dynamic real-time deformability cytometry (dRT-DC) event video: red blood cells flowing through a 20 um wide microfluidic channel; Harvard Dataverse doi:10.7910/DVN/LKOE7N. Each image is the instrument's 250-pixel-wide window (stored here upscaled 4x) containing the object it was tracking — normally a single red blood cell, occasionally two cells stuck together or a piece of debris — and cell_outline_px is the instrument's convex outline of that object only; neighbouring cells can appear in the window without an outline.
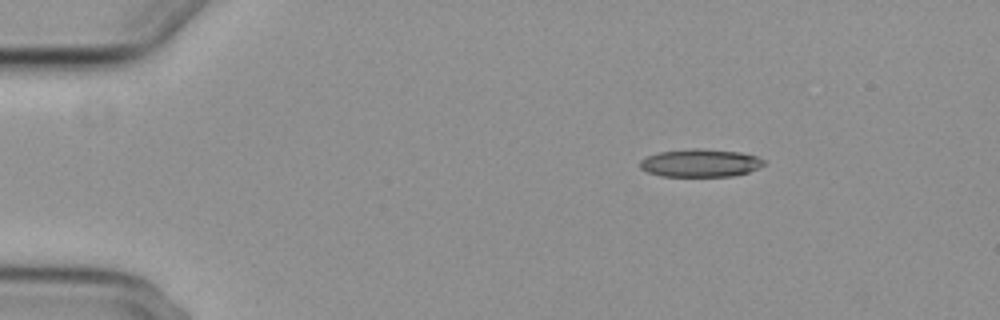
{"species": "common noctule bat (a hibernating species)", "species_latin": "Nyctalus noctula", "temperature_condition": "cold", "stored_images_in_passage": 3, "camera_frame_rate_fps": 3000, "um_per_image_px": 0.085, "animal": {"sex": "female", "body_mass_g": 29.2, "forearm_length_mm": 56.3}, "frame": {"image": 1, "passage_image": 1, "time_ms": 0.0, "image_size_px": [1000, 320], "cell_outline_px": [[764, 164], [748, 172], [732, 176], [660, 176], [648, 172], [640, 168], [640, 160], [648, 156], [660, 152], [688, 148], [696, 148], [740, 152], [756, 156], [764, 160]], "centroid_in_image_um": [59.5, 13.85], "position_along_channel_um": 25.5, "area_um2": 20.0}}